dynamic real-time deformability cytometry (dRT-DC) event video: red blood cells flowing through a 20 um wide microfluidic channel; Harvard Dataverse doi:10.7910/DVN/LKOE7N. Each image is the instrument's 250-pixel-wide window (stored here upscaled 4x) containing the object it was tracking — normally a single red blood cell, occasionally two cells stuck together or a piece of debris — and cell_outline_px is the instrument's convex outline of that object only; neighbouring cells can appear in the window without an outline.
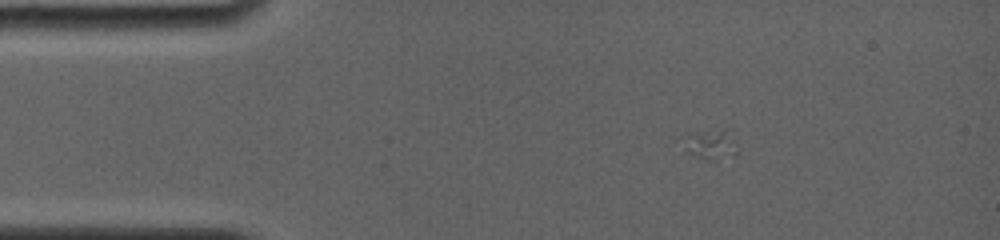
{"species": "common noctule bat (a hibernating species)", "species_latin": "Nyctalus noctula", "temperature_condition": "room temperature", "stored_images_in_passage": 2, "camera_frame_rate_fps": 4000, "um_per_image_px": 0.085, "animal": {"sex": "female", "body_mass_g": 19.0, "forearm_length_mm": 56.7}, "frame": {"image": 1, "passage_image": 2, "time_ms": 0.5, "image_size_px": [1000, 240], "cell_outline_px": [[740, 152], [736, 156], [716, 160], [708, 160], [684, 152], [680, 136], [688, 132], [724, 128], [732, 128]], "centroid_in_image_um": [60.43, 12.23], "position_along_channel_um": 24.6, "area_um2": 10.69}}